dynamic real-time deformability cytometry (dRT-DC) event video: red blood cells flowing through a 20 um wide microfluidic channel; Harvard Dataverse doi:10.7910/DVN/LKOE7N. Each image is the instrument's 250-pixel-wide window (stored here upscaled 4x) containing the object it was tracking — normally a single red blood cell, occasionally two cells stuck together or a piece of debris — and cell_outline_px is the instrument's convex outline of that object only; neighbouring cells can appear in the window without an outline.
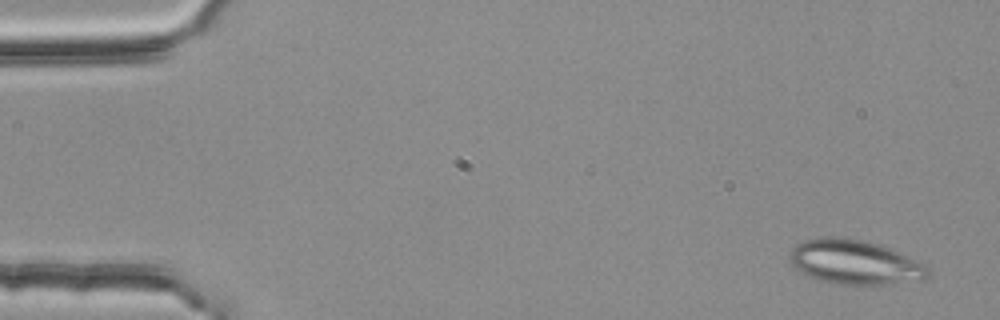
{"species": "common noctule bat (a hibernating species)", "species_latin": "Nyctalus noctula", "temperature_condition": "room temperature", "stored_images_in_passage": 7, "segment_of_instrument_passage": [1, 2], "camera_frame_rate_fps": 3000, "um_per_image_px": 0.085, "animal": {"sex": "female", "body_mass_g": 25.1}, "frame": {"image": 1, "passage_image": 1, "time_ms": 0.0, "image_size_px": [1000, 320], "cell_outline_px": [[932, 272], [928, 276], [920, 280], [892, 284], [840, 284], [820, 280], [808, 276], [796, 268], [788, 260], [788, 256], [792, 248], [796, 244], [804, 240], [820, 236], [840, 236], [864, 240], [888, 248], [928, 264]], "centroid_in_image_um": [72.66, 22.27], "position_along_channel_um": 12.3, "area_um2": 36.13}}